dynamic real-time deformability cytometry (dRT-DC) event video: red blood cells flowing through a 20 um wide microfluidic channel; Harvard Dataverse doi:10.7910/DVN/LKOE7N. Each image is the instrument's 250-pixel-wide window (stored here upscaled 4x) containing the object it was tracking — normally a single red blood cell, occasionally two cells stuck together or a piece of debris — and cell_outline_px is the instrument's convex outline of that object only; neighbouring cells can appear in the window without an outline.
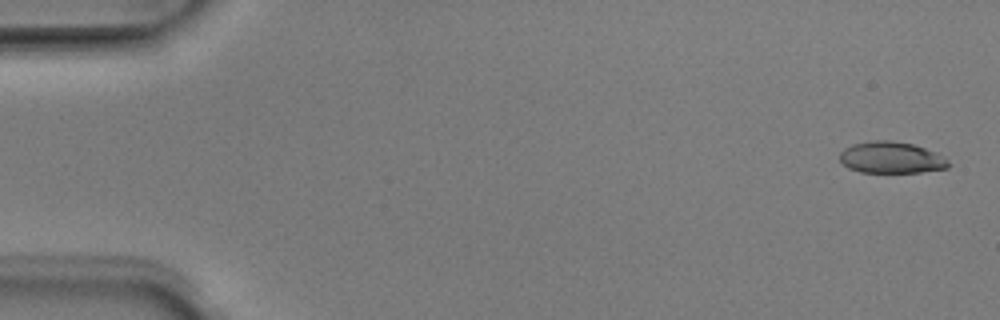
{"species": "Egyptian fruit bat (a non-hibernating species)", "species_latin": "Rousettus aegyptiacus", "temperature_condition": "room temperature", "stored_images_in_passage": 51, "camera_frame_rate_fps": 3000, "um_per_image_px": 0.085, "animal": {"sex": "male"}, "frame": {"image": 1, "passage_image": 2, "time_ms": 0.333, "image_size_px": [1000, 320], "cell_outline_px": [[952, 164], [948, 168], [920, 172], [860, 172], [848, 168], [840, 160], [840, 152], [844, 148], [852, 144], [876, 140], [888, 140], [912, 144], [936, 152], [944, 156]], "centroid_in_image_um": [75.78, 13.4], "position_along_channel_um": 9.2, "area_um2": 20.0}}
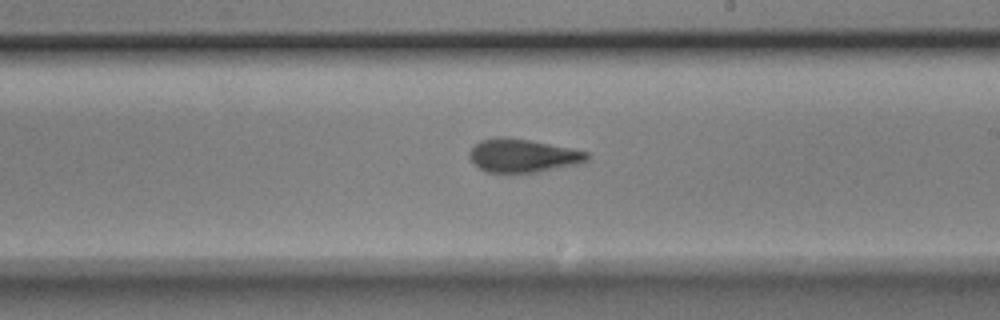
{"frame": {"image": 2, "passage_image": 30, "time_ms": 9.667, "image_size_px": [1000, 320], "cell_outline_px": [[588, 160], [576, 164], [536, 172], [488, 172], [480, 168], [468, 156], [468, 152], [480, 140], [496, 136], [508, 136], [572, 148], [588, 152]], "centroid_in_image_um": [44.42, 13.2], "position_along_channel_um": 244.6, "area_um2": 22.72}}
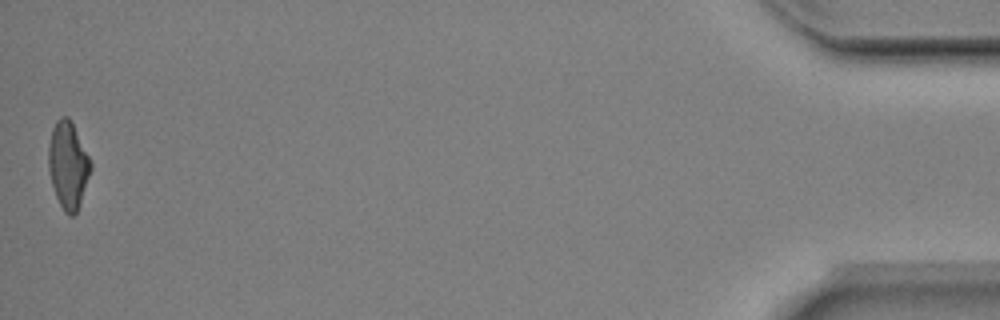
{"frame": {"image": 3, "passage_image": 51, "time_ms": 16.667, "image_size_px": [1000, 320], "cell_outline_px": [[92, 168], [80, 204], [76, 212], [72, 216], [68, 216], [64, 212], [56, 196], [52, 184], [48, 168], [48, 144], [52, 128], [56, 120], [60, 116], [68, 116], [72, 120], [92, 164]], "centroid_in_image_um": [5.78, 14.0], "position_along_channel_um": 429.4, "area_um2": 21.56}, "authors_computed_cell_mechanics": {"area_um2": 22.0796, "velocity_mm_per_s": 3.9816, "shape_relaxation_time_tau1_ms": 3.8441, "shape_relaxation_time_tau2_ms": 1.5913, "deformation_change_tau1": 0.1909, "deformation_change_tau2": 0.105}}